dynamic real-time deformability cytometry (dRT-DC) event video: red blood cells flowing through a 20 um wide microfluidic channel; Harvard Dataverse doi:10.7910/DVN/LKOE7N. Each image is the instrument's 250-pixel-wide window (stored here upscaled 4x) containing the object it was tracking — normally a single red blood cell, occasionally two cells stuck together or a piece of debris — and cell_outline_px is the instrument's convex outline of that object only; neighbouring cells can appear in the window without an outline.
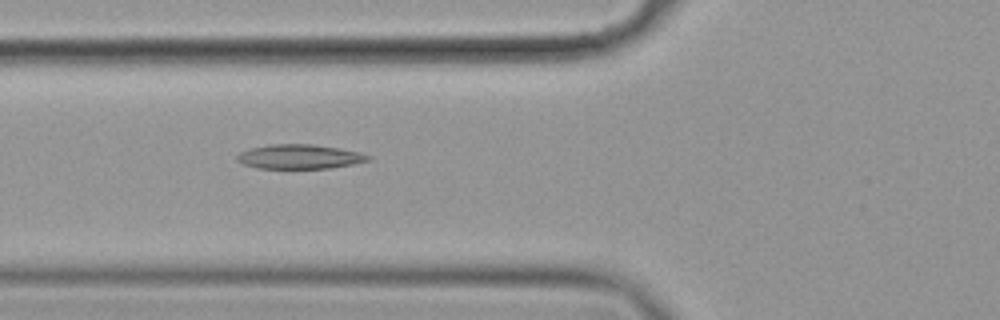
{"species": "common noctule bat (a hibernating species)", "species_latin": "Nyctalus noctula", "temperature_condition": "cold", "stored_images_in_passage": 4, "camera_frame_rate_fps": 3000, "um_per_image_px": 0.085, "animal": {"sex": "female", "body_mass_g": 19.9}, "frame": {"image": 1, "passage_image": 4, "time_ms": 1.0, "image_size_px": [1000, 320], "cell_outline_px": [[372, 160], [352, 164], [328, 168], [256, 168], [244, 164], [236, 160], [236, 156], [240, 152], [252, 148], [268, 144], [312, 144], [340, 148], [360, 152], [372, 156]], "centroid_in_image_um": [25.48, 13.31], "position_along_channel_um": 100.3, "area_um2": 18.67}}